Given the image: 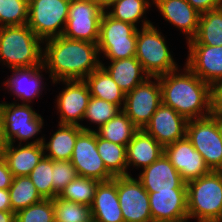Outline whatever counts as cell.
<instances>
[{
  "label": "cell",
  "mask_w": 222,
  "mask_h": 222,
  "mask_svg": "<svg viewBox=\"0 0 222 222\" xmlns=\"http://www.w3.org/2000/svg\"><path fill=\"white\" fill-rule=\"evenodd\" d=\"M43 44L42 64L52 82L84 80L101 66L97 43L58 36Z\"/></svg>",
  "instance_id": "1"
},
{
  "label": "cell",
  "mask_w": 222,
  "mask_h": 222,
  "mask_svg": "<svg viewBox=\"0 0 222 222\" xmlns=\"http://www.w3.org/2000/svg\"><path fill=\"white\" fill-rule=\"evenodd\" d=\"M183 67L159 76L162 103L187 120L211 115V86Z\"/></svg>",
  "instance_id": "2"
},
{
  "label": "cell",
  "mask_w": 222,
  "mask_h": 222,
  "mask_svg": "<svg viewBox=\"0 0 222 222\" xmlns=\"http://www.w3.org/2000/svg\"><path fill=\"white\" fill-rule=\"evenodd\" d=\"M42 46L27 24L0 27V63L9 69L42 65Z\"/></svg>",
  "instance_id": "3"
},
{
  "label": "cell",
  "mask_w": 222,
  "mask_h": 222,
  "mask_svg": "<svg viewBox=\"0 0 222 222\" xmlns=\"http://www.w3.org/2000/svg\"><path fill=\"white\" fill-rule=\"evenodd\" d=\"M33 109L30 104L0 103L1 144H15L18 141V144H23V142L24 144H43L44 136L41 135L38 138L36 136L42 132L44 119ZM29 140L32 141L29 142Z\"/></svg>",
  "instance_id": "4"
},
{
  "label": "cell",
  "mask_w": 222,
  "mask_h": 222,
  "mask_svg": "<svg viewBox=\"0 0 222 222\" xmlns=\"http://www.w3.org/2000/svg\"><path fill=\"white\" fill-rule=\"evenodd\" d=\"M187 185L188 222L222 221V171H213Z\"/></svg>",
  "instance_id": "5"
},
{
  "label": "cell",
  "mask_w": 222,
  "mask_h": 222,
  "mask_svg": "<svg viewBox=\"0 0 222 222\" xmlns=\"http://www.w3.org/2000/svg\"><path fill=\"white\" fill-rule=\"evenodd\" d=\"M165 39L153 23L137 30L135 57L150 77H159L180 67Z\"/></svg>",
  "instance_id": "6"
},
{
  "label": "cell",
  "mask_w": 222,
  "mask_h": 222,
  "mask_svg": "<svg viewBox=\"0 0 222 222\" xmlns=\"http://www.w3.org/2000/svg\"><path fill=\"white\" fill-rule=\"evenodd\" d=\"M138 28L131 23L111 17L106 11L101 16L99 40L100 57L106 60H120L134 57Z\"/></svg>",
  "instance_id": "7"
},
{
  "label": "cell",
  "mask_w": 222,
  "mask_h": 222,
  "mask_svg": "<svg viewBox=\"0 0 222 222\" xmlns=\"http://www.w3.org/2000/svg\"><path fill=\"white\" fill-rule=\"evenodd\" d=\"M71 0H29V28L42 41L62 36Z\"/></svg>",
  "instance_id": "8"
},
{
  "label": "cell",
  "mask_w": 222,
  "mask_h": 222,
  "mask_svg": "<svg viewBox=\"0 0 222 222\" xmlns=\"http://www.w3.org/2000/svg\"><path fill=\"white\" fill-rule=\"evenodd\" d=\"M186 137L203 157L210 170L222 171V138L217 116L188 120Z\"/></svg>",
  "instance_id": "9"
},
{
  "label": "cell",
  "mask_w": 222,
  "mask_h": 222,
  "mask_svg": "<svg viewBox=\"0 0 222 222\" xmlns=\"http://www.w3.org/2000/svg\"><path fill=\"white\" fill-rule=\"evenodd\" d=\"M161 103L159 77H148L132 91L125 94V104L122 111L141 130L150 122L152 115Z\"/></svg>",
  "instance_id": "10"
},
{
  "label": "cell",
  "mask_w": 222,
  "mask_h": 222,
  "mask_svg": "<svg viewBox=\"0 0 222 222\" xmlns=\"http://www.w3.org/2000/svg\"><path fill=\"white\" fill-rule=\"evenodd\" d=\"M103 13L91 0H71L62 36L71 40L98 43Z\"/></svg>",
  "instance_id": "11"
},
{
  "label": "cell",
  "mask_w": 222,
  "mask_h": 222,
  "mask_svg": "<svg viewBox=\"0 0 222 222\" xmlns=\"http://www.w3.org/2000/svg\"><path fill=\"white\" fill-rule=\"evenodd\" d=\"M60 82L64 88L55 99V108L59 113L58 124L78 125L83 131H89V127L82 124L91 98L86 82L84 80H61L53 81L52 84Z\"/></svg>",
  "instance_id": "12"
},
{
  "label": "cell",
  "mask_w": 222,
  "mask_h": 222,
  "mask_svg": "<svg viewBox=\"0 0 222 222\" xmlns=\"http://www.w3.org/2000/svg\"><path fill=\"white\" fill-rule=\"evenodd\" d=\"M70 161L79 176H85L99 182L114 178L99 155L95 131H82L77 136Z\"/></svg>",
  "instance_id": "13"
},
{
  "label": "cell",
  "mask_w": 222,
  "mask_h": 222,
  "mask_svg": "<svg viewBox=\"0 0 222 222\" xmlns=\"http://www.w3.org/2000/svg\"><path fill=\"white\" fill-rule=\"evenodd\" d=\"M117 193L124 222H152L148 192L137 178L117 176Z\"/></svg>",
  "instance_id": "14"
},
{
  "label": "cell",
  "mask_w": 222,
  "mask_h": 222,
  "mask_svg": "<svg viewBox=\"0 0 222 222\" xmlns=\"http://www.w3.org/2000/svg\"><path fill=\"white\" fill-rule=\"evenodd\" d=\"M185 65L210 86L222 82V46L187 44Z\"/></svg>",
  "instance_id": "15"
},
{
  "label": "cell",
  "mask_w": 222,
  "mask_h": 222,
  "mask_svg": "<svg viewBox=\"0 0 222 222\" xmlns=\"http://www.w3.org/2000/svg\"><path fill=\"white\" fill-rule=\"evenodd\" d=\"M164 154L186 183L211 171L186 136L164 147Z\"/></svg>",
  "instance_id": "16"
},
{
  "label": "cell",
  "mask_w": 222,
  "mask_h": 222,
  "mask_svg": "<svg viewBox=\"0 0 222 222\" xmlns=\"http://www.w3.org/2000/svg\"><path fill=\"white\" fill-rule=\"evenodd\" d=\"M187 122L183 115L161 103L143 130L166 147L186 136Z\"/></svg>",
  "instance_id": "17"
},
{
  "label": "cell",
  "mask_w": 222,
  "mask_h": 222,
  "mask_svg": "<svg viewBox=\"0 0 222 222\" xmlns=\"http://www.w3.org/2000/svg\"><path fill=\"white\" fill-rule=\"evenodd\" d=\"M11 70L12 75L8 76L6 81H3L2 86L6 87L7 93L11 92L15 98H18L14 100L16 103L21 101V104H31L33 103L32 100L42 95V91L44 88L46 89V82L44 83L42 72L47 73L43 64L40 66L11 68Z\"/></svg>",
  "instance_id": "18"
},
{
  "label": "cell",
  "mask_w": 222,
  "mask_h": 222,
  "mask_svg": "<svg viewBox=\"0 0 222 222\" xmlns=\"http://www.w3.org/2000/svg\"><path fill=\"white\" fill-rule=\"evenodd\" d=\"M152 221L188 222L187 189L148 192Z\"/></svg>",
  "instance_id": "19"
},
{
  "label": "cell",
  "mask_w": 222,
  "mask_h": 222,
  "mask_svg": "<svg viewBox=\"0 0 222 222\" xmlns=\"http://www.w3.org/2000/svg\"><path fill=\"white\" fill-rule=\"evenodd\" d=\"M137 178L147 192L187 189L186 182L165 154L144 167Z\"/></svg>",
  "instance_id": "20"
},
{
  "label": "cell",
  "mask_w": 222,
  "mask_h": 222,
  "mask_svg": "<svg viewBox=\"0 0 222 222\" xmlns=\"http://www.w3.org/2000/svg\"><path fill=\"white\" fill-rule=\"evenodd\" d=\"M153 5L167 23L185 34L187 42L196 36L201 14L186 0H153Z\"/></svg>",
  "instance_id": "21"
},
{
  "label": "cell",
  "mask_w": 222,
  "mask_h": 222,
  "mask_svg": "<svg viewBox=\"0 0 222 222\" xmlns=\"http://www.w3.org/2000/svg\"><path fill=\"white\" fill-rule=\"evenodd\" d=\"M0 154L7 162L13 177L28 176L44 154L43 144H12L0 146Z\"/></svg>",
  "instance_id": "22"
},
{
  "label": "cell",
  "mask_w": 222,
  "mask_h": 222,
  "mask_svg": "<svg viewBox=\"0 0 222 222\" xmlns=\"http://www.w3.org/2000/svg\"><path fill=\"white\" fill-rule=\"evenodd\" d=\"M93 222H124L117 193V176L99 182L91 204Z\"/></svg>",
  "instance_id": "23"
},
{
  "label": "cell",
  "mask_w": 222,
  "mask_h": 222,
  "mask_svg": "<svg viewBox=\"0 0 222 222\" xmlns=\"http://www.w3.org/2000/svg\"><path fill=\"white\" fill-rule=\"evenodd\" d=\"M128 171L132 166L142 170L164 154V147L143 129L138 130L126 146ZM131 166V167H130Z\"/></svg>",
  "instance_id": "24"
},
{
  "label": "cell",
  "mask_w": 222,
  "mask_h": 222,
  "mask_svg": "<svg viewBox=\"0 0 222 222\" xmlns=\"http://www.w3.org/2000/svg\"><path fill=\"white\" fill-rule=\"evenodd\" d=\"M108 66L101 61V66L108 72L120 89L126 94L138 84L150 77L136 57L109 60Z\"/></svg>",
  "instance_id": "25"
},
{
  "label": "cell",
  "mask_w": 222,
  "mask_h": 222,
  "mask_svg": "<svg viewBox=\"0 0 222 222\" xmlns=\"http://www.w3.org/2000/svg\"><path fill=\"white\" fill-rule=\"evenodd\" d=\"M58 130L54 132L46 143L43 142L44 154L55 161H70L77 136L83 131L78 125L58 124Z\"/></svg>",
  "instance_id": "26"
},
{
  "label": "cell",
  "mask_w": 222,
  "mask_h": 222,
  "mask_svg": "<svg viewBox=\"0 0 222 222\" xmlns=\"http://www.w3.org/2000/svg\"><path fill=\"white\" fill-rule=\"evenodd\" d=\"M84 81L89 88L91 96L115 104L121 110L123 109L125 93L102 66L88 75Z\"/></svg>",
  "instance_id": "27"
},
{
  "label": "cell",
  "mask_w": 222,
  "mask_h": 222,
  "mask_svg": "<svg viewBox=\"0 0 222 222\" xmlns=\"http://www.w3.org/2000/svg\"><path fill=\"white\" fill-rule=\"evenodd\" d=\"M152 6L153 0H116L106 12L114 19L131 23L138 28L137 23L140 22L141 27L152 24L145 16Z\"/></svg>",
  "instance_id": "28"
},
{
  "label": "cell",
  "mask_w": 222,
  "mask_h": 222,
  "mask_svg": "<svg viewBox=\"0 0 222 222\" xmlns=\"http://www.w3.org/2000/svg\"><path fill=\"white\" fill-rule=\"evenodd\" d=\"M186 43L222 46V7L202 13L196 36Z\"/></svg>",
  "instance_id": "29"
},
{
  "label": "cell",
  "mask_w": 222,
  "mask_h": 222,
  "mask_svg": "<svg viewBox=\"0 0 222 222\" xmlns=\"http://www.w3.org/2000/svg\"><path fill=\"white\" fill-rule=\"evenodd\" d=\"M97 149L105 167L114 177L131 175L128 172L125 145L107 141L97 135Z\"/></svg>",
  "instance_id": "30"
},
{
  "label": "cell",
  "mask_w": 222,
  "mask_h": 222,
  "mask_svg": "<svg viewBox=\"0 0 222 222\" xmlns=\"http://www.w3.org/2000/svg\"><path fill=\"white\" fill-rule=\"evenodd\" d=\"M138 130L130 118L120 111L95 132L100 138L127 146Z\"/></svg>",
  "instance_id": "31"
},
{
  "label": "cell",
  "mask_w": 222,
  "mask_h": 222,
  "mask_svg": "<svg viewBox=\"0 0 222 222\" xmlns=\"http://www.w3.org/2000/svg\"><path fill=\"white\" fill-rule=\"evenodd\" d=\"M8 190L12 212L14 213L43 200L28 176L14 177Z\"/></svg>",
  "instance_id": "32"
},
{
  "label": "cell",
  "mask_w": 222,
  "mask_h": 222,
  "mask_svg": "<svg viewBox=\"0 0 222 222\" xmlns=\"http://www.w3.org/2000/svg\"><path fill=\"white\" fill-rule=\"evenodd\" d=\"M99 181L85 176H77L69 182L58 197L75 203L91 206Z\"/></svg>",
  "instance_id": "33"
},
{
  "label": "cell",
  "mask_w": 222,
  "mask_h": 222,
  "mask_svg": "<svg viewBox=\"0 0 222 222\" xmlns=\"http://www.w3.org/2000/svg\"><path fill=\"white\" fill-rule=\"evenodd\" d=\"M54 216L63 222H93L91 206L75 203L56 196L53 199Z\"/></svg>",
  "instance_id": "34"
},
{
  "label": "cell",
  "mask_w": 222,
  "mask_h": 222,
  "mask_svg": "<svg viewBox=\"0 0 222 222\" xmlns=\"http://www.w3.org/2000/svg\"><path fill=\"white\" fill-rule=\"evenodd\" d=\"M120 111L122 110L117 105L91 96L83 121L87 120L90 121L89 124L97 125V129L89 128V131H96Z\"/></svg>",
  "instance_id": "35"
},
{
  "label": "cell",
  "mask_w": 222,
  "mask_h": 222,
  "mask_svg": "<svg viewBox=\"0 0 222 222\" xmlns=\"http://www.w3.org/2000/svg\"><path fill=\"white\" fill-rule=\"evenodd\" d=\"M53 160L45 155L28 177L43 199H53Z\"/></svg>",
  "instance_id": "36"
},
{
  "label": "cell",
  "mask_w": 222,
  "mask_h": 222,
  "mask_svg": "<svg viewBox=\"0 0 222 222\" xmlns=\"http://www.w3.org/2000/svg\"><path fill=\"white\" fill-rule=\"evenodd\" d=\"M28 22V0H0V27Z\"/></svg>",
  "instance_id": "37"
},
{
  "label": "cell",
  "mask_w": 222,
  "mask_h": 222,
  "mask_svg": "<svg viewBox=\"0 0 222 222\" xmlns=\"http://www.w3.org/2000/svg\"><path fill=\"white\" fill-rule=\"evenodd\" d=\"M54 219L53 199H43L15 213V222H53Z\"/></svg>",
  "instance_id": "38"
},
{
  "label": "cell",
  "mask_w": 222,
  "mask_h": 222,
  "mask_svg": "<svg viewBox=\"0 0 222 222\" xmlns=\"http://www.w3.org/2000/svg\"><path fill=\"white\" fill-rule=\"evenodd\" d=\"M53 199L58 196L66 185L73 181L77 176L75 167L71 161L53 160Z\"/></svg>",
  "instance_id": "39"
},
{
  "label": "cell",
  "mask_w": 222,
  "mask_h": 222,
  "mask_svg": "<svg viewBox=\"0 0 222 222\" xmlns=\"http://www.w3.org/2000/svg\"><path fill=\"white\" fill-rule=\"evenodd\" d=\"M211 114L222 116V82L211 86Z\"/></svg>",
  "instance_id": "40"
},
{
  "label": "cell",
  "mask_w": 222,
  "mask_h": 222,
  "mask_svg": "<svg viewBox=\"0 0 222 222\" xmlns=\"http://www.w3.org/2000/svg\"><path fill=\"white\" fill-rule=\"evenodd\" d=\"M200 14L222 7V0H186Z\"/></svg>",
  "instance_id": "41"
},
{
  "label": "cell",
  "mask_w": 222,
  "mask_h": 222,
  "mask_svg": "<svg viewBox=\"0 0 222 222\" xmlns=\"http://www.w3.org/2000/svg\"><path fill=\"white\" fill-rule=\"evenodd\" d=\"M13 178L7 162L0 154V189H9L12 185Z\"/></svg>",
  "instance_id": "42"
},
{
  "label": "cell",
  "mask_w": 222,
  "mask_h": 222,
  "mask_svg": "<svg viewBox=\"0 0 222 222\" xmlns=\"http://www.w3.org/2000/svg\"><path fill=\"white\" fill-rule=\"evenodd\" d=\"M0 211H12L8 189H0Z\"/></svg>",
  "instance_id": "43"
},
{
  "label": "cell",
  "mask_w": 222,
  "mask_h": 222,
  "mask_svg": "<svg viewBox=\"0 0 222 222\" xmlns=\"http://www.w3.org/2000/svg\"><path fill=\"white\" fill-rule=\"evenodd\" d=\"M0 222H15V213L12 211H0Z\"/></svg>",
  "instance_id": "44"
},
{
  "label": "cell",
  "mask_w": 222,
  "mask_h": 222,
  "mask_svg": "<svg viewBox=\"0 0 222 222\" xmlns=\"http://www.w3.org/2000/svg\"><path fill=\"white\" fill-rule=\"evenodd\" d=\"M100 9L106 11L116 0H91Z\"/></svg>",
  "instance_id": "45"
},
{
  "label": "cell",
  "mask_w": 222,
  "mask_h": 222,
  "mask_svg": "<svg viewBox=\"0 0 222 222\" xmlns=\"http://www.w3.org/2000/svg\"><path fill=\"white\" fill-rule=\"evenodd\" d=\"M217 123H218V128H219V131H220V135H221V138H222V116H217Z\"/></svg>",
  "instance_id": "46"
},
{
  "label": "cell",
  "mask_w": 222,
  "mask_h": 222,
  "mask_svg": "<svg viewBox=\"0 0 222 222\" xmlns=\"http://www.w3.org/2000/svg\"><path fill=\"white\" fill-rule=\"evenodd\" d=\"M53 222H63V221H59V220L54 219V221H53Z\"/></svg>",
  "instance_id": "47"
}]
</instances>
